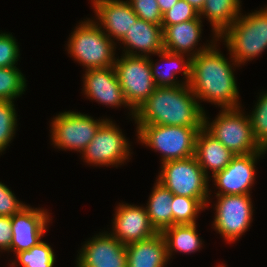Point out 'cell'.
<instances>
[{
	"mask_svg": "<svg viewBox=\"0 0 267 267\" xmlns=\"http://www.w3.org/2000/svg\"><path fill=\"white\" fill-rule=\"evenodd\" d=\"M267 151L235 155L222 171L212 178L216 195H251L256 177V163Z\"/></svg>",
	"mask_w": 267,
	"mask_h": 267,
	"instance_id": "12",
	"label": "cell"
},
{
	"mask_svg": "<svg viewBox=\"0 0 267 267\" xmlns=\"http://www.w3.org/2000/svg\"><path fill=\"white\" fill-rule=\"evenodd\" d=\"M215 216L212 228L221 234L227 243L239 240L248 231L253 221L251 195H215Z\"/></svg>",
	"mask_w": 267,
	"mask_h": 267,
	"instance_id": "11",
	"label": "cell"
},
{
	"mask_svg": "<svg viewBox=\"0 0 267 267\" xmlns=\"http://www.w3.org/2000/svg\"><path fill=\"white\" fill-rule=\"evenodd\" d=\"M120 42L124 45L123 54L146 57L157 55L164 50L163 28L138 18Z\"/></svg>",
	"mask_w": 267,
	"mask_h": 267,
	"instance_id": "19",
	"label": "cell"
},
{
	"mask_svg": "<svg viewBox=\"0 0 267 267\" xmlns=\"http://www.w3.org/2000/svg\"><path fill=\"white\" fill-rule=\"evenodd\" d=\"M254 109L249 113L254 138L267 150V91L259 94Z\"/></svg>",
	"mask_w": 267,
	"mask_h": 267,
	"instance_id": "30",
	"label": "cell"
},
{
	"mask_svg": "<svg viewBox=\"0 0 267 267\" xmlns=\"http://www.w3.org/2000/svg\"><path fill=\"white\" fill-rule=\"evenodd\" d=\"M12 235L11 217L0 216V252H10Z\"/></svg>",
	"mask_w": 267,
	"mask_h": 267,
	"instance_id": "35",
	"label": "cell"
},
{
	"mask_svg": "<svg viewBox=\"0 0 267 267\" xmlns=\"http://www.w3.org/2000/svg\"><path fill=\"white\" fill-rule=\"evenodd\" d=\"M241 2V0H205L199 17L207 18L212 26V35L219 37L240 16Z\"/></svg>",
	"mask_w": 267,
	"mask_h": 267,
	"instance_id": "23",
	"label": "cell"
},
{
	"mask_svg": "<svg viewBox=\"0 0 267 267\" xmlns=\"http://www.w3.org/2000/svg\"><path fill=\"white\" fill-rule=\"evenodd\" d=\"M194 156L204 173L211 178L208 170L212 171L213 177L217 172L225 169L235 154L202 128L196 136Z\"/></svg>",
	"mask_w": 267,
	"mask_h": 267,
	"instance_id": "20",
	"label": "cell"
},
{
	"mask_svg": "<svg viewBox=\"0 0 267 267\" xmlns=\"http://www.w3.org/2000/svg\"><path fill=\"white\" fill-rule=\"evenodd\" d=\"M242 109H221L212 122L204 112L203 128L235 155L267 151L254 138L249 114Z\"/></svg>",
	"mask_w": 267,
	"mask_h": 267,
	"instance_id": "5",
	"label": "cell"
},
{
	"mask_svg": "<svg viewBox=\"0 0 267 267\" xmlns=\"http://www.w3.org/2000/svg\"><path fill=\"white\" fill-rule=\"evenodd\" d=\"M204 107L189 84L156 87L134 111L137 125L203 127Z\"/></svg>",
	"mask_w": 267,
	"mask_h": 267,
	"instance_id": "2",
	"label": "cell"
},
{
	"mask_svg": "<svg viewBox=\"0 0 267 267\" xmlns=\"http://www.w3.org/2000/svg\"><path fill=\"white\" fill-rule=\"evenodd\" d=\"M173 194L157 180L145 206L151 226L157 233H162L172 226L171 202Z\"/></svg>",
	"mask_w": 267,
	"mask_h": 267,
	"instance_id": "24",
	"label": "cell"
},
{
	"mask_svg": "<svg viewBox=\"0 0 267 267\" xmlns=\"http://www.w3.org/2000/svg\"><path fill=\"white\" fill-rule=\"evenodd\" d=\"M16 40L12 33L0 32V67H17L20 49Z\"/></svg>",
	"mask_w": 267,
	"mask_h": 267,
	"instance_id": "32",
	"label": "cell"
},
{
	"mask_svg": "<svg viewBox=\"0 0 267 267\" xmlns=\"http://www.w3.org/2000/svg\"><path fill=\"white\" fill-rule=\"evenodd\" d=\"M197 12H200L204 6L205 0H186Z\"/></svg>",
	"mask_w": 267,
	"mask_h": 267,
	"instance_id": "37",
	"label": "cell"
},
{
	"mask_svg": "<svg viewBox=\"0 0 267 267\" xmlns=\"http://www.w3.org/2000/svg\"><path fill=\"white\" fill-rule=\"evenodd\" d=\"M120 57L115 58L114 68L124 99L135 111L157 87L152 77L149 57L126 54Z\"/></svg>",
	"mask_w": 267,
	"mask_h": 267,
	"instance_id": "9",
	"label": "cell"
},
{
	"mask_svg": "<svg viewBox=\"0 0 267 267\" xmlns=\"http://www.w3.org/2000/svg\"><path fill=\"white\" fill-rule=\"evenodd\" d=\"M197 224L173 225L165 229L162 234L166 242L168 260L173 253L191 254L197 252L204 244L202 237L197 232ZM175 251V252H174Z\"/></svg>",
	"mask_w": 267,
	"mask_h": 267,
	"instance_id": "25",
	"label": "cell"
},
{
	"mask_svg": "<svg viewBox=\"0 0 267 267\" xmlns=\"http://www.w3.org/2000/svg\"><path fill=\"white\" fill-rule=\"evenodd\" d=\"M202 22V19L198 17L175 25L161 26L163 28L164 50L185 54L191 58L208 50L219 39L217 35H213L212 40L209 41L211 44L208 42L197 48L202 37V27L204 26Z\"/></svg>",
	"mask_w": 267,
	"mask_h": 267,
	"instance_id": "18",
	"label": "cell"
},
{
	"mask_svg": "<svg viewBox=\"0 0 267 267\" xmlns=\"http://www.w3.org/2000/svg\"><path fill=\"white\" fill-rule=\"evenodd\" d=\"M110 234L127 245L151 238L157 232L151 226L148 212L143 205L122 202L115 208Z\"/></svg>",
	"mask_w": 267,
	"mask_h": 267,
	"instance_id": "16",
	"label": "cell"
},
{
	"mask_svg": "<svg viewBox=\"0 0 267 267\" xmlns=\"http://www.w3.org/2000/svg\"><path fill=\"white\" fill-rule=\"evenodd\" d=\"M14 101L0 100V154L14 139L18 124Z\"/></svg>",
	"mask_w": 267,
	"mask_h": 267,
	"instance_id": "29",
	"label": "cell"
},
{
	"mask_svg": "<svg viewBox=\"0 0 267 267\" xmlns=\"http://www.w3.org/2000/svg\"><path fill=\"white\" fill-rule=\"evenodd\" d=\"M96 15L94 21L103 32L117 43L126 35L138 19L126 0H91Z\"/></svg>",
	"mask_w": 267,
	"mask_h": 267,
	"instance_id": "17",
	"label": "cell"
},
{
	"mask_svg": "<svg viewBox=\"0 0 267 267\" xmlns=\"http://www.w3.org/2000/svg\"><path fill=\"white\" fill-rule=\"evenodd\" d=\"M157 55L160 57L161 63L164 61L166 62L163 68L160 66L161 63L159 61L154 63L151 57L149 56L152 77L157 87L179 86L183 84H189L191 78L192 60L190 56L185 54L172 53L166 50L160 51ZM179 73L183 74L182 79L184 80L180 81L177 79V74Z\"/></svg>",
	"mask_w": 267,
	"mask_h": 267,
	"instance_id": "21",
	"label": "cell"
},
{
	"mask_svg": "<svg viewBox=\"0 0 267 267\" xmlns=\"http://www.w3.org/2000/svg\"><path fill=\"white\" fill-rule=\"evenodd\" d=\"M130 146L122 129L108 118L99 127L81 157L83 162L91 166L119 167L128 162L132 154Z\"/></svg>",
	"mask_w": 267,
	"mask_h": 267,
	"instance_id": "10",
	"label": "cell"
},
{
	"mask_svg": "<svg viewBox=\"0 0 267 267\" xmlns=\"http://www.w3.org/2000/svg\"><path fill=\"white\" fill-rule=\"evenodd\" d=\"M26 78L18 67H0V100L15 101L26 91Z\"/></svg>",
	"mask_w": 267,
	"mask_h": 267,
	"instance_id": "28",
	"label": "cell"
},
{
	"mask_svg": "<svg viewBox=\"0 0 267 267\" xmlns=\"http://www.w3.org/2000/svg\"><path fill=\"white\" fill-rule=\"evenodd\" d=\"M172 226L183 224H194L199 212L203 211L207 206L202 200L174 195L172 202Z\"/></svg>",
	"mask_w": 267,
	"mask_h": 267,
	"instance_id": "27",
	"label": "cell"
},
{
	"mask_svg": "<svg viewBox=\"0 0 267 267\" xmlns=\"http://www.w3.org/2000/svg\"><path fill=\"white\" fill-rule=\"evenodd\" d=\"M139 19L157 25L162 24V13L157 0H127Z\"/></svg>",
	"mask_w": 267,
	"mask_h": 267,
	"instance_id": "33",
	"label": "cell"
},
{
	"mask_svg": "<svg viewBox=\"0 0 267 267\" xmlns=\"http://www.w3.org/2000/svg\"><path fill=\"white\" fill-rule=\"evenodd\" d=\"M197 12L186 0H179L171 9L162 14L161 26H170L197 19Z\"/></svg>",
	"mask_w": 267,
	"mask_h": 267,
	"instance_id": "31",
	"label": "cell"
},
{
	"mask_svg": "<svg viewBox=\"0 0 267 267\" xmlns=\"http://www.w3.org/2000/svg\"><path fill=\"white\" fill-rule=\"evenodd\" d=\"M78 254L75 267H127L126 245L108 231L85 241Z\"/></svg>",
	"mask_w": 267,
	"mask_h": 267,
	"instance_id": "13",
	"label": "cell"
},
{
	"mask_svg": "<svg viewBox=\"0 0 267 267\" xmlns=\"http://www.w3.org/2000/svg\"><path fill=\"white\" fill-rule=\"evenodd\" d=\"M127 267H167L166 242L162 233L126 245Z\"/></svg>",
	"mask_w": 267,
	"mask_h": 267,
	"instance_id": "22",
	"label": "cell"
},
{
	"mask_svg": "<svg viewBox=\"0 0 267 267\" xmlns=\"http://www.w3.org/2000/svg\"><path fill=\"white\" fill-rule=\"evenodd\" d=\"M107 119L95 120L75 111L59 112L50 123V140L54 148L82 153Z\"/></svg>",
	"mask_w": 267,
	"mask_h": 267,
	"instance_id": "8",
	"label": "cell"
},
{
	"mask_svg": "<svg viewBox=\"0 0 267 267\" xmlns=\"http://www.w3.org/2000/svg\"><path fill=\"white\" fill-rule=\"evenodd\" d=\"M26 206L7 185L0 182V216L12 217Z\"/></svg>",
	"mask_w": 267,
	"mask_h": 267,
	"instance_id": "34",
	"label": "cell"
},
{
	"mask_svg": "<svg viewBox=\"0 0 267 267\" xmlns=\"http://www.w3.org/2000/svg\"><path fill=\"white\" fill-rule=\"evenodd\" d=\"M217 46L216 41L208 50L192 57L189 87L199 103L206 101L220 109L242 107L234 76L235 68L240 66L230 52L227 58Z\"/></svg>",
	"mask_w": 267,
	"mask_h": 267,
	"instance_id": "1",
	"label": "cell"
},
{
	"mask_svg": "<svg viewBox=\"0 0 267 267\" xmlns=\"http://www.w3.org/2000/svg\"><path fill=\"white\" fill-rule=\"evenodd\" d=\"M51 213L44 208H33L30 205L11 217L12 240L10 252L15 254L30 250L42 241L52 219Z\"/></svg>",
	"mask_w": 267,
	"mask_h": 267,
	"instance_id": "14",
	"label": "cell"
},
{
	"mask_svg": "<svg viewBox=\"0 0 267 267\" xmlns=\"http://www.w3.org/2000/svg\"><path fill=\"white\" fill-rule=\"evenodd\" d=\"M15 257L17 259L11 260L10 267L19 265L22 267H53L56 262L54 250L45 241H41L30 250L17 253Z\"/></svg>",
	"mask_w": 267,
	"mask_h": 267,
	"instance_id": "26",
	"label": "cell"
},
{
	"mask_svg": "<svg viewBox=\"0 0 267 267\" xmlns=\"http://www.w3.org/2000/svg\"><path fill=\"white\" fill-rule=\"evenodd\" d=\"M179 0H157L161 13L171 9Z\"/></svg>",
	"mask_w": 267,
	"mask_h": 267,
	"instance_id": "36",
	"label": "cell"
},
{
	"mask_svg": "<svg viewBox=\"0 0 267 267\" xmlns=\"http://www.w3.org/2000/svg\"><path fill=\"white\" fill-rule=\"evenodd\" d=\"M86 19L81 20L71 32L66 44L68 54L85 70L114 66L117 43L94 20Z\"/></svg>",
	"mask_w": 267,
	"mask_h": 267,
	"instance_id": "4",
	"label": "cell"
},
{
	"mask_svg": "<svg viewBox=\"0 0 267 267\" xmlns=\"http://www.w3.org/2000/svg\"><path fill=\"white\" fill-rule=\"evenodd\" d=\"M157 181L173 195L191 197L202 200L209 205L211 190L209 177L198 164L195 156L168 161L163 164Z\"/></svg>",
	"mask_w": 267,
	"mask_h": 267,
	"instance_id": "7",
	"label": "cell"
},
{
	"mask_svg": "<svg viewBox=\"0 0 267 267\" xmlns=\"http://www.w3.org/2000/svg\"><path fill=\"white\" fill-rule=\"evenodd\" d=\"M227 265H225V264H219L217 267H226Z\"/></svg>",
	"mask_w": 267,
	"mask_h": 267,
	"instance_id": "38",
	"label": "cell"
},
{
	"mask_svg": "<svg viewBox=\"0 0 267 267\" xmlns=\"http://www.w3.org/2000/svg\"><path fill=\"white\" fill-rule=\"evenodd\" d=\"M203 127L136 125L137 141L161 155V164L194 156L198 131Z\"/></svg>",
	"mask_w": 267,
	"mask_h": 267,
	"instance_id": "6",
	"label": "cell"
},
{
	"mask_svg": "<svg viewBox=\"0 0 267 267\" xmlns=\"http://www.w3.org/2000/svg\"><path fill=\"white\" fill-rule=\"evenodd\" d=\"M218 39L240 67L260 56L267 49V6L247 15L241 12Z\"/></svg>",
	"mask_w": 267,
	"mask_h": 267,
	"instance_id": "3",
	"label": "cell"
},
{
	"mask_svg": "<svg viewBox=\"0 0 267 267\" xmlns=\"http://www.w3.org/2000/svg\"><path fill=\"white\" fill-rule=\"evenodd\" d=\"M82 81V91L86 95V98L95 100L98 104L110 106L111 108H119L123 105L130 110L128 113L129 116L131 118L134 117V111L124 99L114 66L85 70Z\"/></svg>",
	"mask_w": 267,
	"mask_h": 267,
	"instance_id": "15",
	"label": "cell"
}]
</instances>
